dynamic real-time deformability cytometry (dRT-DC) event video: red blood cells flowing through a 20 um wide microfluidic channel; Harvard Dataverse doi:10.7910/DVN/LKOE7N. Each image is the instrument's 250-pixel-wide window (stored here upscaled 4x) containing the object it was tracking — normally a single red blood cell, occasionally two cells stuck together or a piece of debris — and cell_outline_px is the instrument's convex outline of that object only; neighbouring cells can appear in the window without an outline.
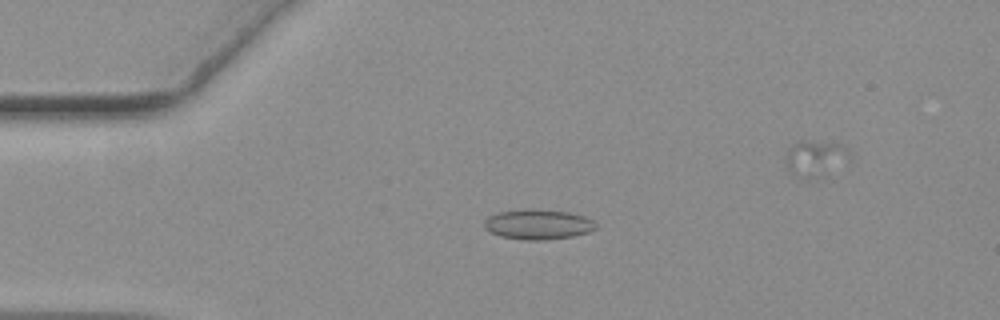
{"species": "common noctule bat (a hibernating species)", "species_latin": "Nyctalus noctula", "temperature_condition": "warm", "stored_images_in_passage": 41, "camera_frame_rate_fps": 3000, "um_per_image_px": 0.085, "animal": {"sex": "female", "body_mass_g": 19.3, "forearm_length_mm": 54.1}, "frame": {"image": 1, "passage_image": 1, "time_ms": 0.0, "image_size_px": [1000, 320], "cell_outline_px": [[596, 228], [588, 232], [572, 236], [544, 240], [520, 240], [500, 236], [488, 232], [484, 228], [484, 220], [488, 216], [500, 212], [528, 208], [532, 208], [568, 212], [584, 216], [592, 220], [596, 224]], "centroid_in_image_um": [45.69, 19.07], "position_along_channel_um": 39.3, "area_um2": 19.71}}
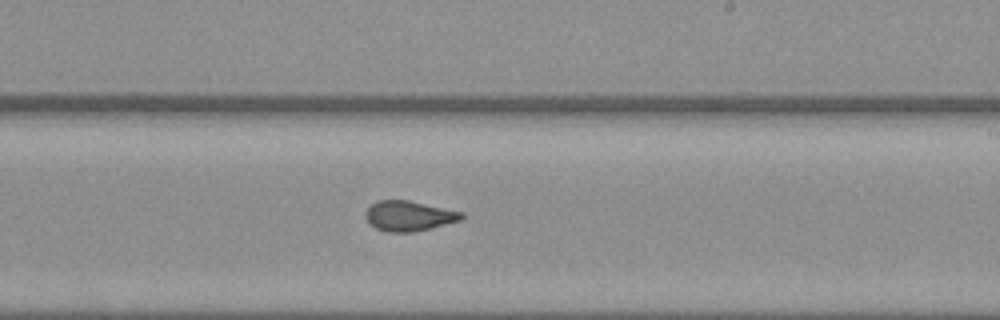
{"frame": {"image": 2, "passage_image": 21, "time_ms": 6.667, "image_size_px": [1000, 320], "cell_outline_px": [[464, 216], [460, 220], [412, 232], [388, 232], [376, 228], [368, 224], [364, 216], [364, 212], [376, 200], [408, 200], [464, 212]], "centroid_in_image_um": [34.7, 18.34], "position_along_channel_um": 254.3, "area_um2": 16.82}}
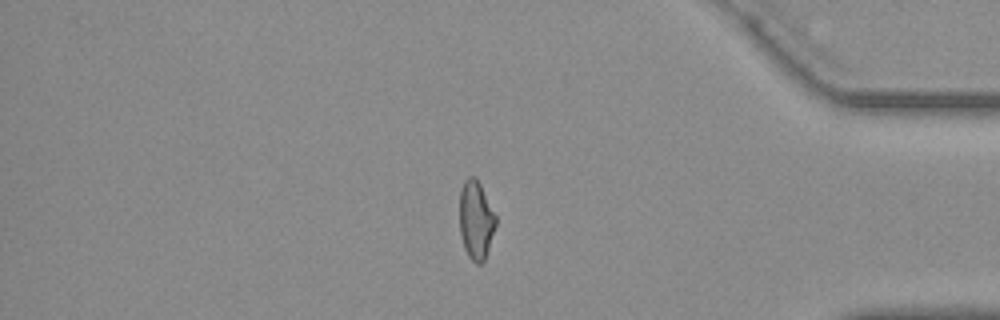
{"frame": {"image": 3, "passage_image": 35, "time_ms": 11.333, "image_size_px": [1000, 320], "cell_outline_px": [[496, 224], [484, 260], [480, 264], [476, 264], [468, 256], [464, 248], [460, 232], [460, 188], [464, 180], [468, 176], [476, 176], [496, 216]], "centroid_in_image_um": [40.44, 18.67], "position_along_channel_um": 394.8, "area_um2": 16.47}, "authors_computed_cell_mechanics": {"area_um2": 17.1088, "velocity_mm_per_s": 3.6635, "shape_relaxation_time_tau1_ms": null, "shape_relaxation_time_tau2_ms": 1.6545, "deformation_change_tau1": null, "deformation_change_tau2": 0.0568}}